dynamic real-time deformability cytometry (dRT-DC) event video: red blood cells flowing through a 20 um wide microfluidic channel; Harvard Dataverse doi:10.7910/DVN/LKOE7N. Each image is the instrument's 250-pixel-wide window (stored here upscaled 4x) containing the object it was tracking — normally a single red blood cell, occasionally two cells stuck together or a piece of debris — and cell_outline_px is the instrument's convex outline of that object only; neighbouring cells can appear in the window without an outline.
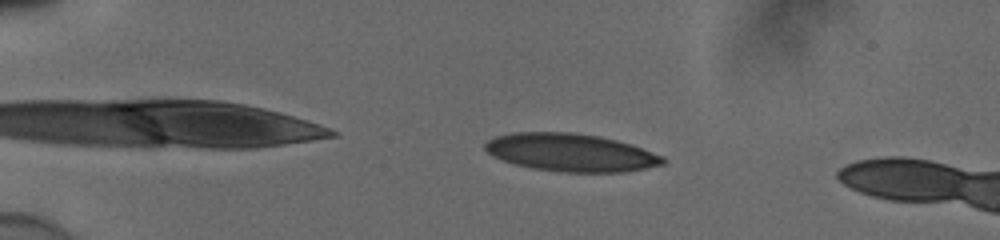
{"species": "human", "species_latin": "Homo sapiens", "temperature_condition": "cold", "stored_images_in_passage": 42, "camera_frame_rate_fps": 3000, "um_per_image_px": 0.085, "donor": {"sex": "male"}, "frame": {"image": 1, "passage_image": 7, "time_ms": 2.0, "image_size_px": [1000, 240], "cell_outline_px": [[668, 160], [664, 164], [624, 172], [564, 172], [532, 168], [516, 164], [492, 156], [484, 148], [484, 144], [488, 140], [496, 136], [512, 132], [572, 132], [600, 136], [616, 140], [664, 156]], "centroid_in_image_um": [48.51, 12.96], "position_along_channel_um": 36.5, "area_um2": 39.07}}
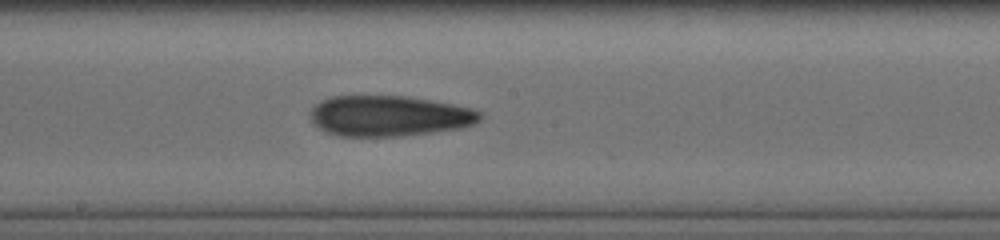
{"frame": {"image": 2, "passage_image": 26, "time_ms": 8.333, "image_size_px": [1000, 240], "cell_outline_px": [[480, 120], [476, 124], [460, 128], [400, 136], [340, 136], [328, 132], [320, 128], [312, 120], [308, 112], [320, 100], [332, 96], [408, 96], [452, 104], [468, 108], [480, 112]], "centroid_in_image_um": [33.05, 9.85], "position_along_channel_um": 215.2, "area_um2": 39.94}}
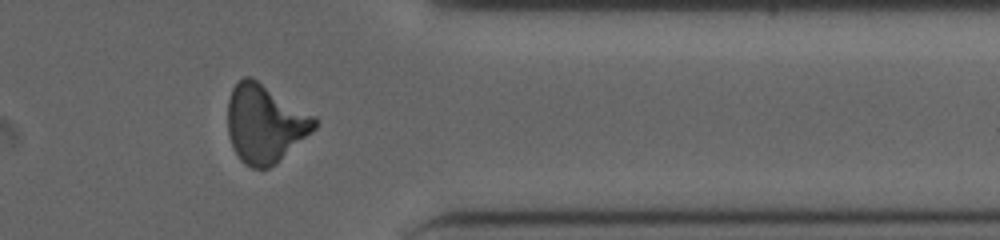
{"frame": {"image": 3, "passage_image": 40, "time_ms": 13.0, "image_size_px": [1000, 240], "cell_outline_px": [[316, 128], [312, 132], [276, 164], [268, 168], [252, 168], [244, 164], [240, 160], [232, 148], [228, 132], [228, 100], [232, 88], [244, 76], [252, 76], [316, 116]], "centroid_in_image_um": [22.52, 10.5], "position_along_channel_um": 388.9, "area_um2": 39.88}, "authors_computed_cell_mechanics": {"area_um2": 39.5641, "velocity_mm_per_s": 3.8841, "shape_relaxation_time_tau1_ms": null, "shape_relaxation_time_tau2_ms": 4.6128, "deformation_change_tau1": null, "deformation_change_tau2": 0.146}}